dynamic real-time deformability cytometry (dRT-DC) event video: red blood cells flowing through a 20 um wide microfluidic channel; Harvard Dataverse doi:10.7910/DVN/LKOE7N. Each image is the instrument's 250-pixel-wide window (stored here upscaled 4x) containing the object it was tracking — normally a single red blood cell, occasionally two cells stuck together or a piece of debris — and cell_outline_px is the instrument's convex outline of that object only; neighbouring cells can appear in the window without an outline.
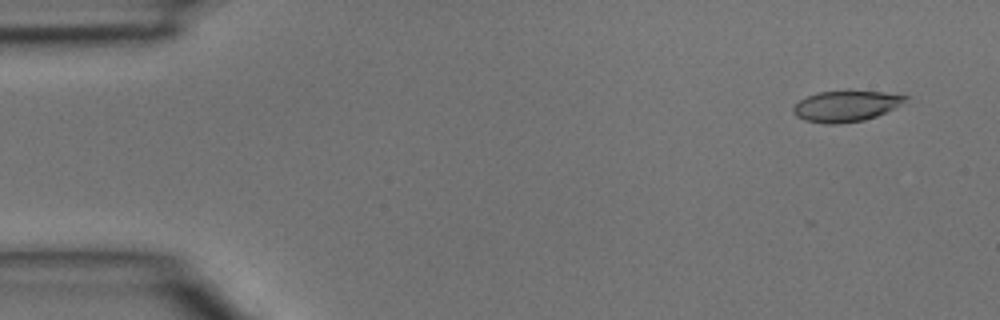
{"species": "common noctule bat (a hibernating species)", "species_latin": "Nyctalus noctula", "temperature_condition": "room temperature", "stored_images_in_passage": 3, "segment_of_instrument_passage": [2, 2], "camera_frame_rate_fps": 3000, "um_per_image_px": 0.085, "animal": {"sex": "male", "body_mass_g": 15.6}, "frame": {"image": 1, "passage_image": 3, "time_ms": 0.667, "image_size_px": [1000, 320], "cell_outline_px": [[908, 96], [900, 104], [876, 116], [864, 120], [836, 124], [828, 124], [804, 120], [796, 116], [792, 112], [792, 108], [800, 100], [816, 92], [848, 88], [884, 92]], "centroid_in_image_um": [71.85, 8.97], "position_along_channel_um": 13.2, "area_um2": 20.58}}